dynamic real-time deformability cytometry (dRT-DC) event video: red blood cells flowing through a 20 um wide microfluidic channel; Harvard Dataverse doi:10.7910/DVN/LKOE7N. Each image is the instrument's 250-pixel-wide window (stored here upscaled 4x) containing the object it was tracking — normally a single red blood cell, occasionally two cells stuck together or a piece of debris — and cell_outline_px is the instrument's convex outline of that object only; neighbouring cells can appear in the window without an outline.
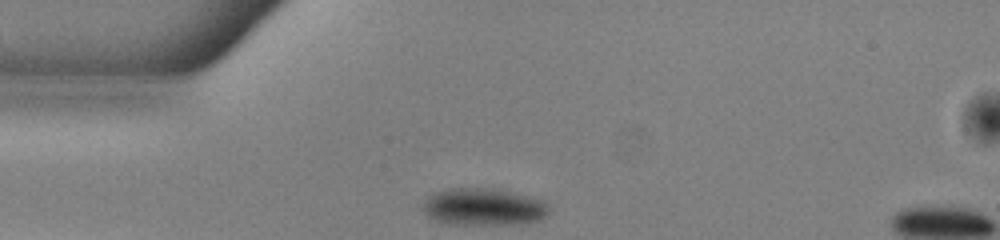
{"species": "common noctule bat (a hibernating species)", "species_latin": "Nyctalus noctula", "temperature_condition": "warm", "stored_images_in_passage": 40, "camera_frame_rate_fps": 3000, "um_per_image_px": 0.085, "animal": {"sex": "male", "body_mass_g": 13.0, "forearm_length_mm": 53.1}, "frame": {"image": 1, "passage_image": 1, "time_ms": 0.0, "image_size_px": [1000, 240], "cell_outline_px": [[552, 212], [548, 216], [540, 220], [520, 224], [448, 224], [436, 220], [428, 216], [424, 212], [424, 200], [432, 192], [448, 188], [496, 188], [544, 200], [548, 204]], "centroid_in_image_um": [41.15, 17.58], "position_along_channel_um": 43.8, "area_um2": 27.8}}
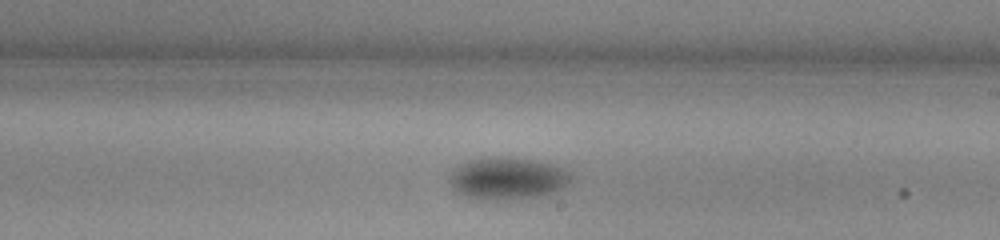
{"frame": {"image": 2, "passage_image": 18, "time_ms": 5.667, "image_size_px": [1000, 240], "cell_outline_px": [[572, 176], [560, 188], [552, 192], [536, 196], [496, 200], [472, 200], [456, 192], [448, 184], [448, 176], [460, 164], [468, 160], [504, 156], [532, 160], [548, 164], [572, 172]], "centroid_in_image_um": [43.02, 15.17], "position_along_channel_um": 246.0, "area_um2": 29.59}}
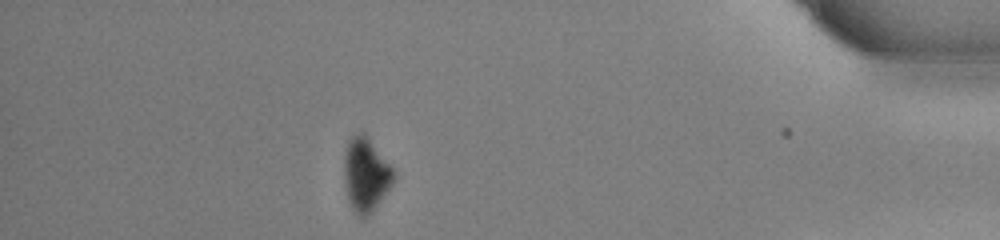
{"frame": {"image": 3, "passage_image": 34, "time_ms": 11.0, "image_size_px": [1000, 240], "cell_outline_px": [[396, 180], [372, 212], [364, 216], [360, 216], [352, 208], [348, 200], [344, 180], [344, 152], [348, 140], [356, 132], [364, 132], [396, 172]], "centroid_in_image_um": [31.1, 14.81], "position_along_channel_um": 404.1, "area_um2": 21.39}}